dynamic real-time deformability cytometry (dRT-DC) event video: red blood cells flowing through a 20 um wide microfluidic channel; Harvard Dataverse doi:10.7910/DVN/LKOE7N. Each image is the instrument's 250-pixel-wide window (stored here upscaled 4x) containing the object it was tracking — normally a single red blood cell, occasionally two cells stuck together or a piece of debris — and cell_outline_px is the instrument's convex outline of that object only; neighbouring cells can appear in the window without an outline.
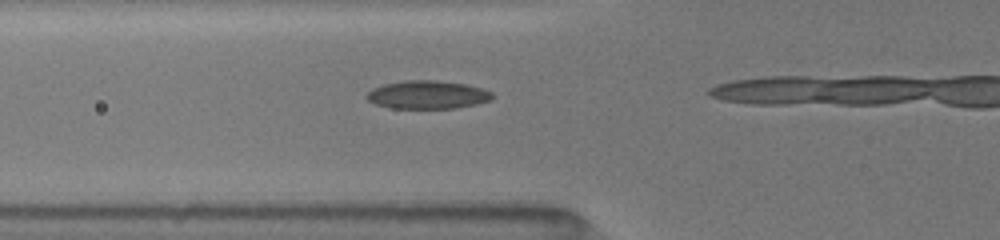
{"species": "common noctule bat (a hibernating species)", "species_latin": "Nyctalus noctula", "temperature_condition": "room temperature", "stored_images_in_passage": 6, "camera_frame_rate_fps": 3000, "um_per_image_px": 0.085, "animal": {"sex": "female", "body_mass_g": 19.5, "forearm_length_mm": 54.1}, "frame": {"image": 1, "passage_image": 3, "time_ms": 0.333, "image_size_px": [1000, 240], "cell_outline_px": [[492, 100], [476, 104], [456, 108], [392, 108], [376, 104], [368, 100], [364, 96], [372, 88], [384, 84], [404, 80], [436, 80], [464, 84], [480, 88], [492, 92]], "centroid_in_image_um": [36.31, 8.05], "position_along_channel_um": 89.5, "area_um2": 20.58}}